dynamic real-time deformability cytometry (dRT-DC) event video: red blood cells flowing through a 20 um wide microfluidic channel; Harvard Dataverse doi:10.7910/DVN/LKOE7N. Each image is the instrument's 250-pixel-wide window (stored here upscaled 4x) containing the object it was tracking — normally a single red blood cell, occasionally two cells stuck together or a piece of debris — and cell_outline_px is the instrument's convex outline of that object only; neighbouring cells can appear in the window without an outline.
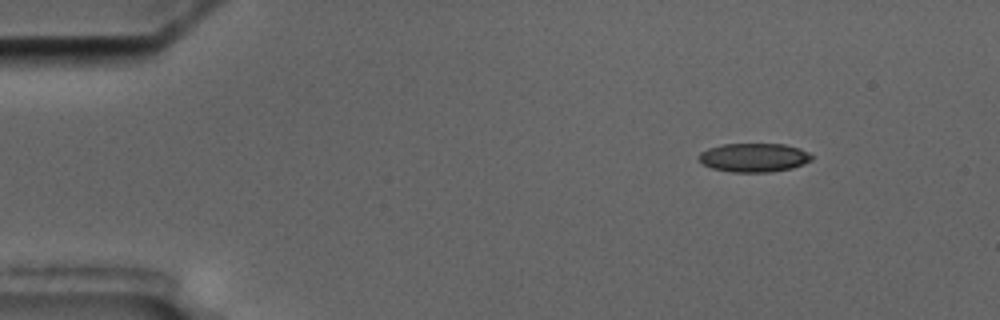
{"species": "common noctule bat (a hibernating species)", "species_latin": "Nyctalus noctula", "temperature_condition": "cold", "stored_images_in_passage": 4, "camera_frame_rate_fps": 3000, "um_per_image_px": 0.085, "animal": {"sex": "male", "body_mass_g": 17.5, "forearm_length_mm": 52.3}, "frame": {"image": 1, "passage_image": 1, "time_ms": 0.0, "image_size_px": [1000, 320], "cell_outline_px": [[812, 160], [804, 164], [792, 168], [772, 172], [732, 172], [712, 168], [696, 160], [696, 156], [700, 152], [708, 148], [724, 144], [784, 144], [800, 148], [808, 152], [812, 156]], "centroid_in_image_um": [64.06, 13.39], "position_along_channel_um": 20.9, "area_um2": 19.13}}
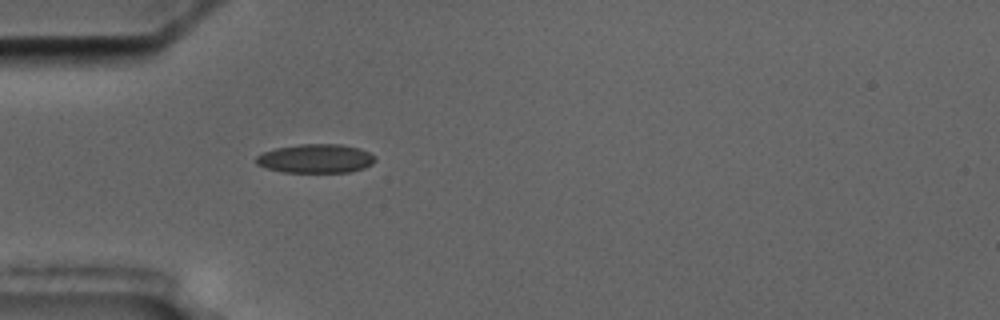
{"frame": {"image": 2, "passage_image": 4, "time_ms": 3.333, "image_size_px": [1000, 320], "cell_outline_px": [[376, 160], [372, 164], [364, 168], [352, 172], [284, 172], [268, 168], [256, 164], [256, 156], [264, 152], [276, 148], [300, 144], [340, 144], [360, 148], [376, 156]], "centroid_in_image_um": [26.87, 13.48], "position_along_channel_um": 58.1, "area_um2": 20.06}}